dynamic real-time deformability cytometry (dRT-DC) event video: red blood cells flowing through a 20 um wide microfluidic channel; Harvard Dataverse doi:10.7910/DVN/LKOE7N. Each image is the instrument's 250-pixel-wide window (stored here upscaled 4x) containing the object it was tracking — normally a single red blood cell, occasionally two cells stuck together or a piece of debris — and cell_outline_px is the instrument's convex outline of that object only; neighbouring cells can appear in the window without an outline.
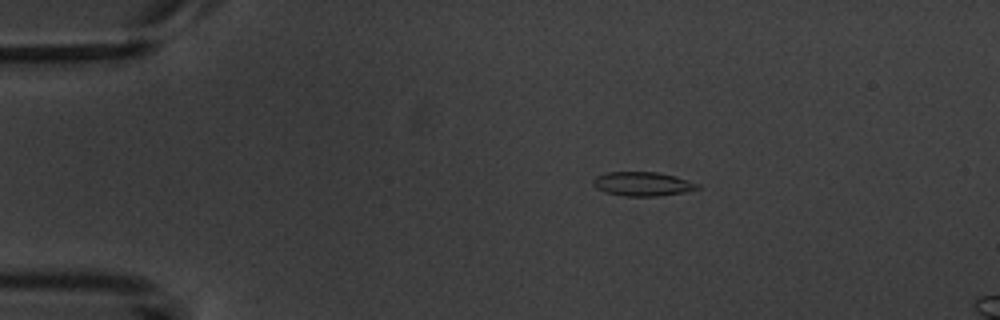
{"species": "common noctule bat (a hibernating species)", "species_latin": "Nyctalus noctula", "temperature_condition": "warm", "stored_images_in_passage": 4, "camera_frame_rate_fps": 3000, "um_per_image_px": 0.085, "animal": {"sex": "male", "body_mass_g": 20.1, "forearm_length_mm": 53.5}, "frame": {"image": 1, "passage_image": 2, "time_ms": 1.333, "image_size_px": [1000, 320], "cell_outline_px": [[700, 188], [684, 192], [656, 196], [624, 196], [604, 192], [596, 188], [592, 184], [592, 180], [596, 176], [608, 172], [656, 172], [676, 176], [700, 184]], "centroid_in_image_um": [54.6, 15.63], "position_along_channel_um": 30.4, "area_um2": 14.68}}